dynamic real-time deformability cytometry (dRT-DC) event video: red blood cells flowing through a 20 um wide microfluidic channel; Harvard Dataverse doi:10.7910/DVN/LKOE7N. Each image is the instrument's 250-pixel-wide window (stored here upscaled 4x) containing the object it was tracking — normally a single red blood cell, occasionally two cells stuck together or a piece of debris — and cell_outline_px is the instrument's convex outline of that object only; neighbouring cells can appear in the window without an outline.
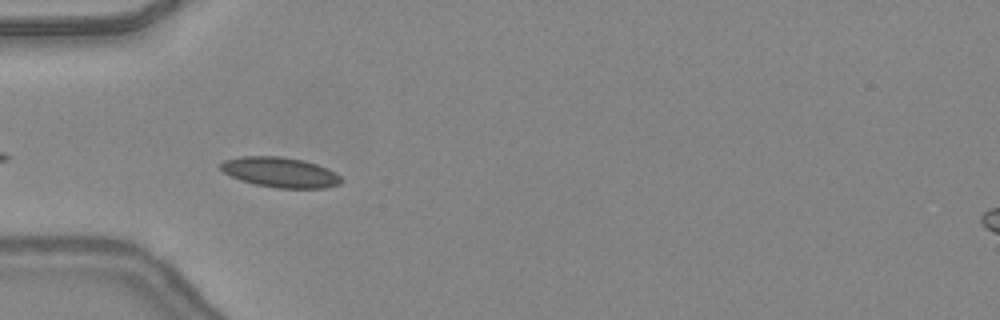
{"species": "common noctule bat (a hibernating species)", "species_latin": "Nyctalus noctula", "temperature_condition": "warm", "stored_images_in_passage": 10, "camera_frame_rate_fps": 3000, "um_per_image_px": 0.085, "animal": {"sex": "female", "body_mass_g": 24.6, "forearm_length_mm": 56.2}, "frame": {"image": 1, "passage_image": 2, "time_ms": 0.333, "image_size_px": [1000, 320], "cell_outline_px": [[344, 180], [340, 184], [324, 188], [276, 188], [256, 184], [240, 180], [224, 172], [220, 168], [220, 164], [224, 160], [240, 156], [280, 156], [304, 160], [316, 164], [340, 176]], "centroid_in_image_um": [23.8, 14.64], "position_along_channel_um": 61.2, "area_um2": 21.04}}